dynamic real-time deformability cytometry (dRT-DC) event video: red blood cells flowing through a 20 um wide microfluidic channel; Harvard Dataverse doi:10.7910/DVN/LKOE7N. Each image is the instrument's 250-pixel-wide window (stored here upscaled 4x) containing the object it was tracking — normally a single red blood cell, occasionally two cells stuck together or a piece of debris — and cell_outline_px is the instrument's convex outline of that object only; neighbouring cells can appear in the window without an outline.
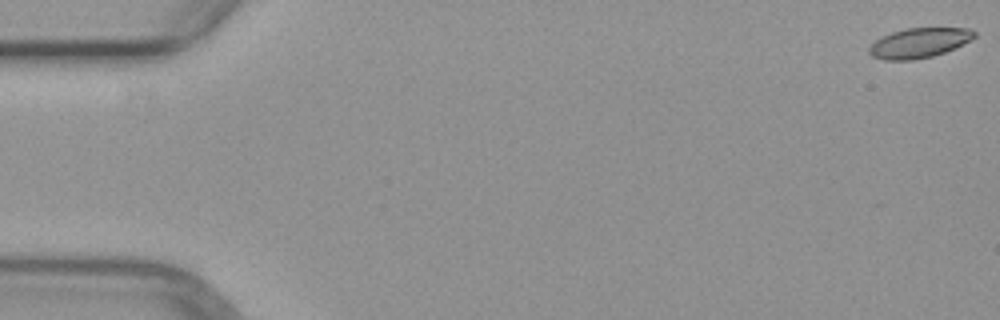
{"species": "common noctule bat (a hibernating species)", "species_latin": "Nyctalus noctula", "temperature_condition": "warm", "stored_images_in_passage": 6, "camera_frame_rate_fps": 3000, "um_per_image_px": 0.085, "animal": {"sex": "female", "body_mass_g": 29.2, "forearm_length_mm": 56.3}, "frame": {"image": 1, "passage_image": 1, "time_ms": 0.0, "image_size_px": [1000, 320], "cell_outline_px": [[976, 36], [944, 52], [932, 56], [912, 60], [884, 60], [872, 56], [868, 52], [868, 48], [880, 36], [904, 28], [968, 28], [976, 32]], "centroid_in_image_um": [78.06, 3.64], "position_along_channel_um": 6.9, "area_um2": 18.09}}
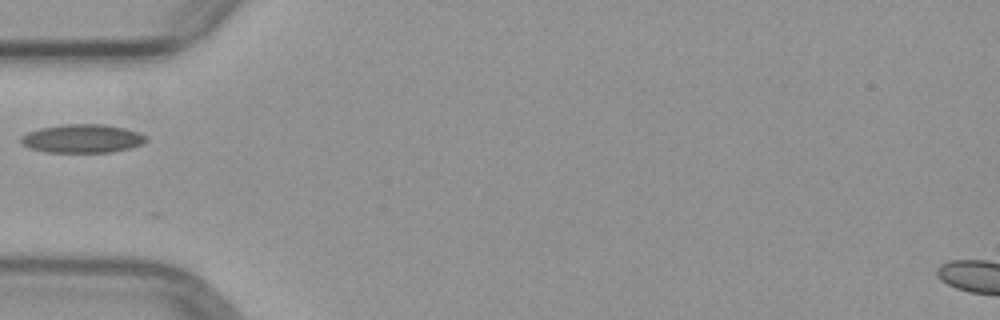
{"frame": {"image": 2, "passage_image": 5, "time_ms": 5.667, "image_size_px": [1000, 320], "cell_outline_px": [[148, 140], [144, 144], [112, 152], [48, 152], [28, 148], [20, 144], [20, 136], [28, 132], [40, 128], [64, 124], [104, 124], [124, 128], [140, 132], [148, 136]], "centroid_in_image_um": [7.01, 11.77], "position_along_channel_um": 78.0, "area_um2": 21.04}}
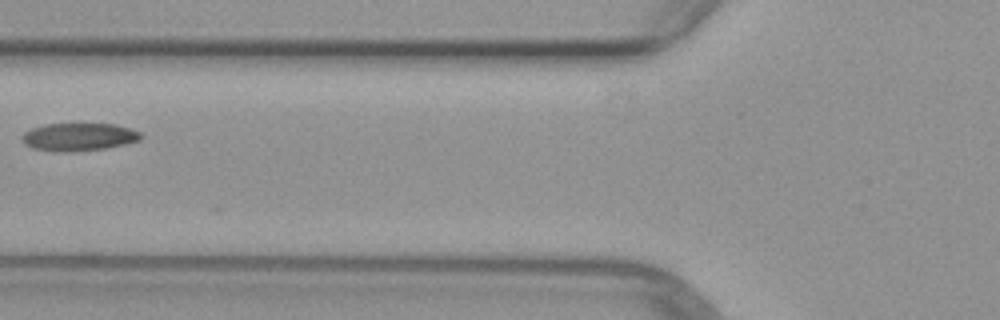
{"frame": {"image": 3, "passage_image": 6, "time_ms": 6.667, "image_size_px": [1000, 320], "cell_outline_px": [[144, 136], [140, 140], [124, 144], [104, 148], [32, 148], [24, 144], [20, 140], [24, 132], [32, 128], [44, 124], [116, 124], [132, 128], [140, 132]], "centroid_in_image_um": [6.76, 11.56], "position_along_channel_um": 119.0, "area_um2": 18.21}}